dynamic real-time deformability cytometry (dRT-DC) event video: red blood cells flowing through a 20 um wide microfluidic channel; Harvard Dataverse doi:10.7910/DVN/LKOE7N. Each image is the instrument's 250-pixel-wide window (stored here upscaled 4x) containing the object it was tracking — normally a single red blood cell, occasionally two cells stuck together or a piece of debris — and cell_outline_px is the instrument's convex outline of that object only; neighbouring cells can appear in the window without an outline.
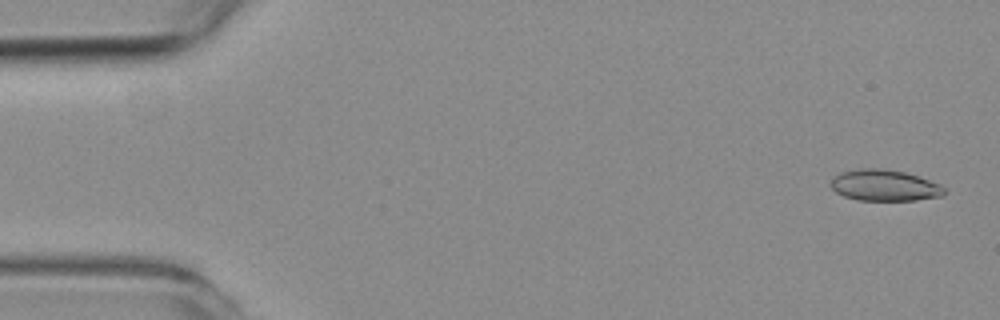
{"species": "common noctule bat (a hibernating species)", "species_latin": "Nyctalus noctula", "temperature_condition": "room temperature", "stored_images_in_passage": 54, "camera_frame_rate_fps": 3000, "um_per_image_px": 0.085, "animal": {"sex": "female", "body_mass_g": 19.3, "forearm_length_mm": 54.1}, "frame": {"image": 1, "passage_image": 2, "time_ms": 0.333, "image_size_px": [1000, 320], "cell_outline_px": [[944, 196], [916, 200], [856, 200], [844, 196], [836, 192], [828, 184], [832, 176], [840, 172], [860, 168], [880, 168], [904, 172], [940, 184], [944, 188]], "centroid_in_image_um": [75.12, 15.76], "position_along_channel_um": 9.9, "area_um2": 20.75}}
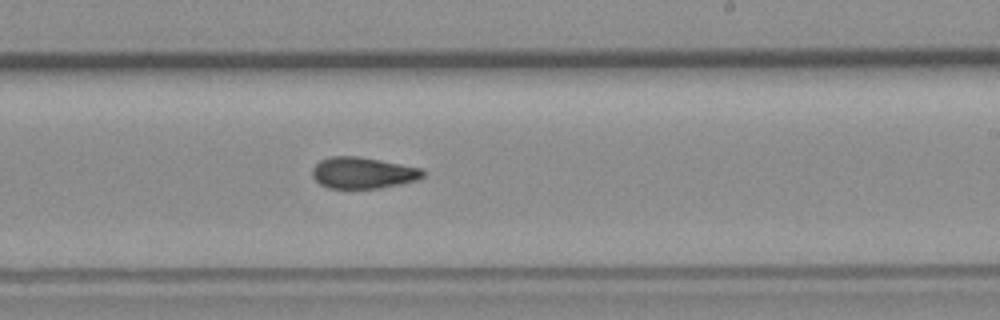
{"frame": {"image": 2, "passage_image": 32, "time_ms": 10.333, "image_size_px": [1000, 320], "cell_outline_px": [[424, 176], [416, 180], [400, 184], [380, 188], [328, 188], [320, 184], [312, 176], [312, 168], [320, 160], [328, 156], [356, 156], [380, 160], [424, 168]], "centroid_in_image_um": [30.84, 14.68], "position_along_channel_um": 258.2, "area_um2": 20.29}}
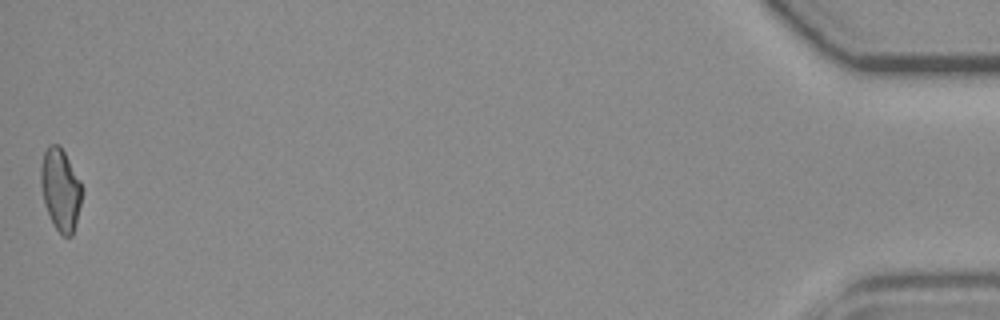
{"frame": {"image": 3, "passage_image": 54, "time_ms": 17.667, "image_size_px": [1000, 320], "cell_outline_px": [[80, 204], [72, 236], [64, 236], [56, 228], [44, 204], [40, 184], [40, 168], [44, 152], [48, 144], [60, 144], [80, 180]], "centroid_in_image_um": [5.11, 16.05], "position_along_channel_um": 430.1, "area_um2": 19.31}, "authors_computed_cell_mechanics": {"area_um2": 20.6057, "velocity_mm_per_s": 3.7678, "shape_relaxation_time_tau1_ms": null, "shape_relaxation_time_tau2_ms": 4.7542, "deformation_change_tau1": null, "deformation_change_tau2": 0.1159}}